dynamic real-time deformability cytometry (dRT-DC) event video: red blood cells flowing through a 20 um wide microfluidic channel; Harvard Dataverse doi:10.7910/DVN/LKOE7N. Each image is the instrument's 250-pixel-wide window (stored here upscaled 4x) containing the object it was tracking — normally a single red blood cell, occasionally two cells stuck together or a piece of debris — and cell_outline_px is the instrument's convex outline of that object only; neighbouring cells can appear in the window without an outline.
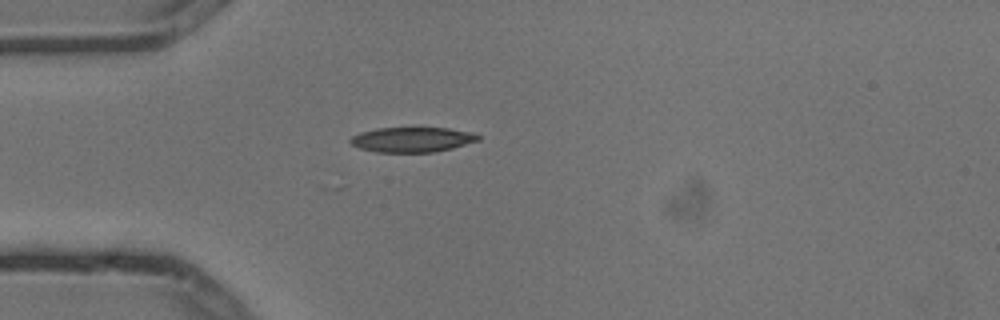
{"species": "common noctule bat (a hibernating species)", "species_latin": "Nyctalus noctula", "temperature_condition": "cold", "stored_images_in_passage": 3, "camera_frame_rate_fps": 3000, "um_per_image_px": 0.085, "animal": {"sex": "male", "body_mass_g": 13.3}, "frame": {"image": 1, "passage_image": 1, "time_ms": 0.0, "image_size_px": [1000, 320], "cell_outline_px": [[480, 140], [452, 148], [432, 152], [376, 152], [360, 148], [352, 144], [348, 140], [352, 136], [360, 132], [376, 128], [448, 128], [472, 132], [480, 136]], "centroid_in_image_um": [35.03, 11.86], "position_along_channel_um": 50.0, "area_um2": 18.55}}
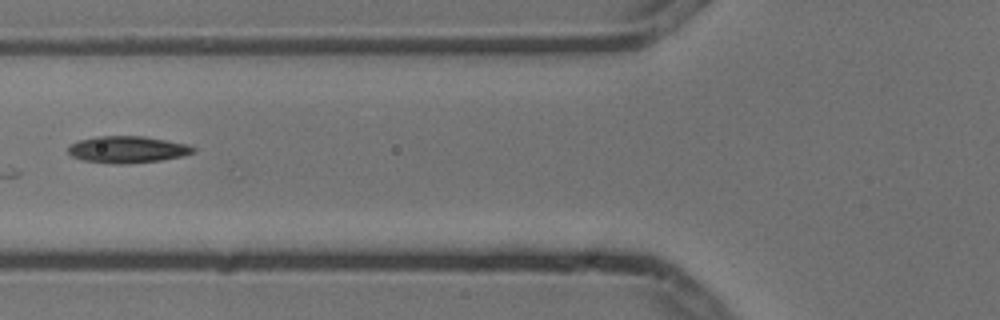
{"frame": {"image": 2, "passage_image": 3, "time_ms": 0.667, "image_size_px": [1000, 320], "cell_outline_px": [[196, 152], [180, 156], [160, 160], [124, 164], [112, 164], [84, 160], [72, 156], [68, 152], [68, 148], [72, 144], [80, 140], [96, 136], [144, 136], [188, 144], [196, 148]], "centroid_in_image_um": [10.85, 12.7], "position_along_channel_um": 115.0, "area_um2": 19.42}}